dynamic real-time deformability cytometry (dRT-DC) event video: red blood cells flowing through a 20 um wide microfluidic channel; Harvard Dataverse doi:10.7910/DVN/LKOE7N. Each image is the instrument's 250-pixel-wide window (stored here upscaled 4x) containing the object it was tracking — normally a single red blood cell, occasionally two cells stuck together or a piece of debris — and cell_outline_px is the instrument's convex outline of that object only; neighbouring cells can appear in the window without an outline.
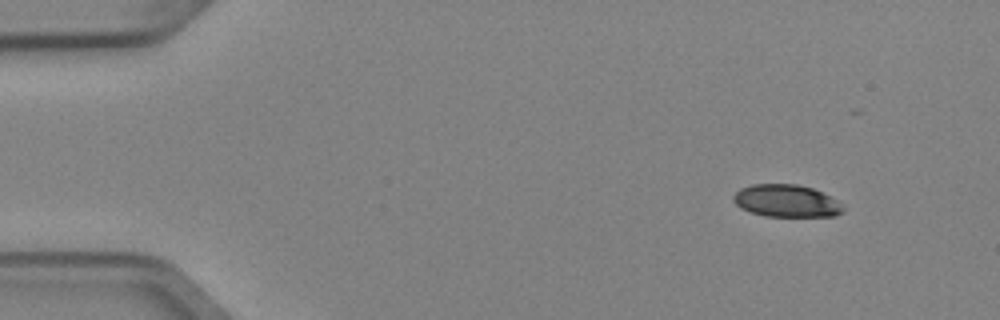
{"species": "Egyptian fruit bat (a non-hibernating species)", "species_latin": "Rousettus aegyptiacus", "temperature_condition": "cold", "stored_images_in_passage": 5, "camera_frame_rate_fps": 3000, "um_per_image_px": 0.085, "animal": {"sex": "female"}, "frame": {"image": 1, "passage_image": 1, "time_ms": 0.0, "image_size_px": [1000, 320], "cell_outline_px": [[844, 212], [836, 216], [764, 216], [740, 208], [732, 200], [732, 196], [740, 188], [752, 184], [796, 184], [812, 188], [836, 200], [844, 208]], "centroid_in_image_um": [66.81, 17.08], "position_along_channel_um": 18.2, "area_um2": 20.63}}
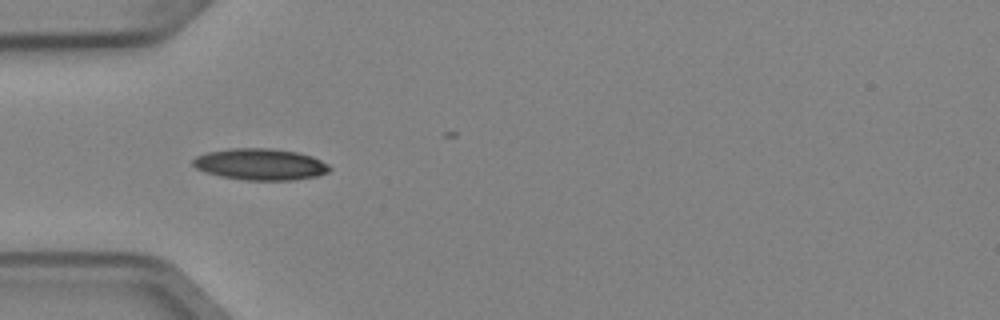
{"frame": {"image": 2, "passage_image": 4, "time_ms": 1.0, "image_size_px": [1000, 320], "cell_outline_px": [[332, 168], [328, 172], [316, 176], [292, 180], [244, 180], [220, 176], [204, 172], [196, 168], [192, 164], [192, 160], [196, 156], [208, 152], [232, 148], [268, 148], [296, 152], [312, 156], [328, 164]], "centroid_in_image_um": [22.11, 13.97], "position_along_channel_um": 62.9, "area_um2": 25.03}}
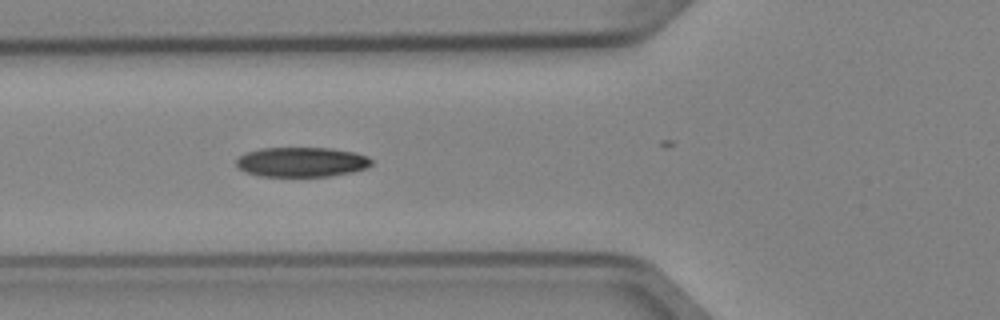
{"frame": {"image": 3, "passage_image": 5, "time_ms": 1.333, "image_size_px": [1000, 320], "cell_outline_px": [[372, 164], [368, 168], [352, 172], [328, 176], [260, 176], [248, 172], [240, 168], [236, 164], [236, 160], [244, 152], [260, 148], [332, 148], [356, 152], [368, 156], [372, 160]], "centroid_in_image_um": [25.67, 13.76], "position_along_channel_um": 100.1, "area_um2": 23.52}}